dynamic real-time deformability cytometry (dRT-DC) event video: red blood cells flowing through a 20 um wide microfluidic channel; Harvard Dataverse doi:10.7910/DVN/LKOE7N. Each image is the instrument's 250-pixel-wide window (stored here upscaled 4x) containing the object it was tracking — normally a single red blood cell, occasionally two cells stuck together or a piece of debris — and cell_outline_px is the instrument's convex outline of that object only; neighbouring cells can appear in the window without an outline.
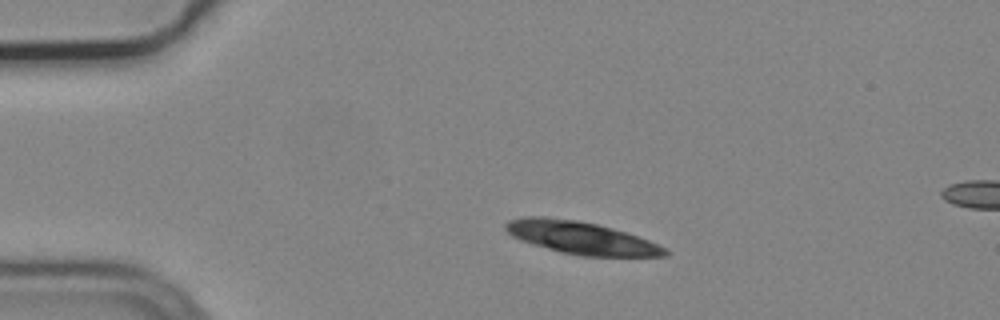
{"species": "common noctule bat (a hibernating species)", "species_latin": "Nyctalus noctula", "temperature_condition": "cold", "stored_images_in_passage": 4, "segment_of_instrument_passage": [1, 2], "camera_frame_rate_fps": 3000, "um_per_image_px": 0.085, "animal": {"sex": "male", "body_mass_g": 19.2, "forearm_length_mm": 51.8}, "frame": {"image": 1, "passage_image": 2, "time_ms": 0.333, "image_size_px": [1000, 320], "cell_outline_px": [[668, 256], [580, 256], [548, 248], [520, 240], [512, 236], [504, 228], [504, 224], [508, 220], [524, 216], [544, 216], [576, 220], [596, 224], [612, 228], [648, 240], [668, 248]], "centroid_in_image_um": [49.37, 20.2], "position_along_channel_um": 35.6, "area_um2": 30.0}}